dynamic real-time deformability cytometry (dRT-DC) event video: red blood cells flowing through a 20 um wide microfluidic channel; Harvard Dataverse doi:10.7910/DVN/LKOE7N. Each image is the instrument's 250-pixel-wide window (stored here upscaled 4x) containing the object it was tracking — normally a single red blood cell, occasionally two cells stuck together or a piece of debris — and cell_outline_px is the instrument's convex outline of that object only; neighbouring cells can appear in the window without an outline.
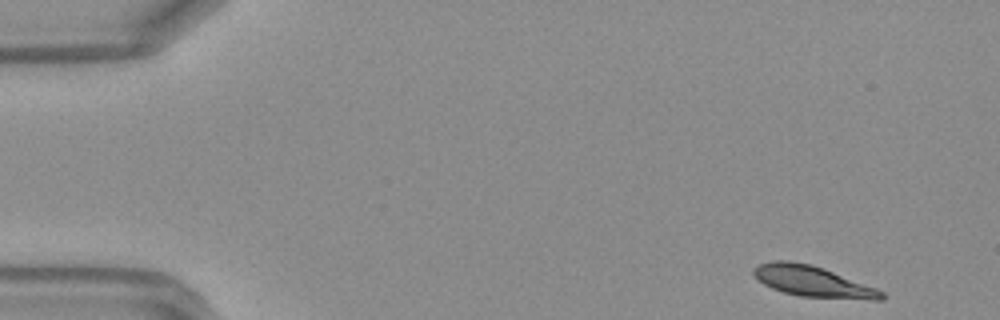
{"species": "Egyptian fruit bat (a non-hibernating species)", "species_latin": "Rousettus aegyptiacus", "temperature_condition": "warm", "stored_images_in_passage": 46, "camera_frame_rate_fps": 3000, "um_per_image_px": 0.085, "frame": {"image": 1, "passage_image": 1, "time_ms": 0.0, "image_size_px": [1000, 320], "cell_outline_px": [[884, 300], [872, 300], [800, 296], [784, 292], [772, 288], [764, 284], [752, 272], [752, 268], [760, 264], [772, 260], [788, 260], [812, 264], [824, 268], [876, 288], [884, 292]], "centroid_in_image_um": [69.09, 23.91], "position_along_channel_um": 15.9, "area_um2": 22.95}}
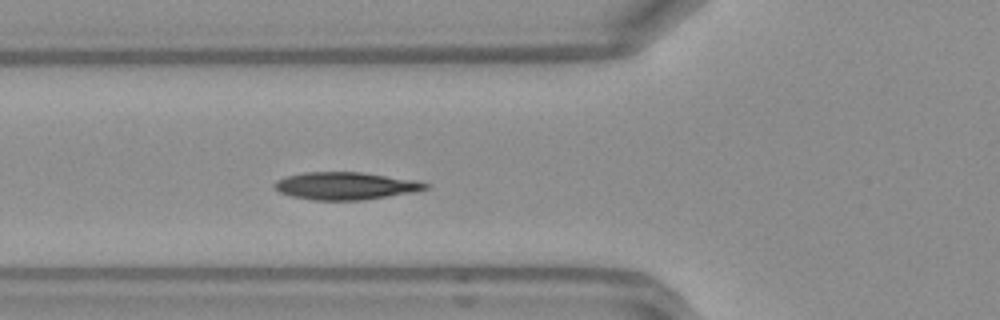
{"frame": {"image": 2, "passage_image": 15, "time_ms": 4.667, "image_size_px": [1000, 320], "cell_outline_px": [[432, 184], [428, 188], [416, 192], [364, 200], [312, 200], [292, 196], [280, 192], [272, 188], [272, 184], [276, 180], [288, 176], [304, 172], [360, 172], [420, 180]], "centroid_in_image_um": [29.42, 15.8], "position_along_channel_um": 96.4, "area_um2": 24.57}}
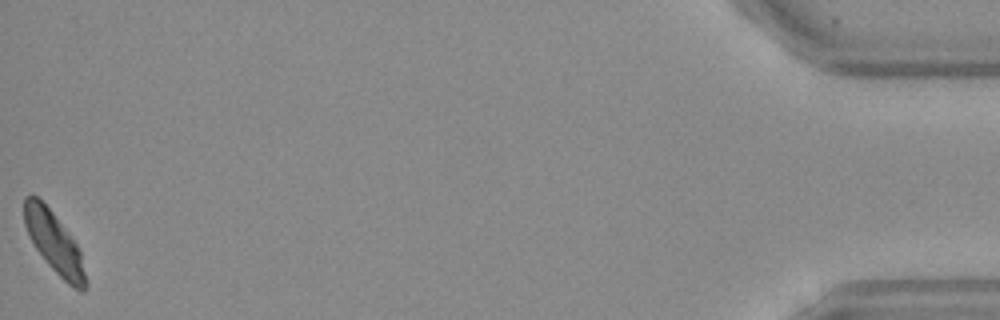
{"frame": {"image": 3, "passage_image": 46, "time_ms": 15.0, "image_size_px": [1000, 320], "cell_outline_px": [[84, 292], [80, 292], [68, 284], [48, 264], [36, 248], [24, 224], [24, 196], [36, 196], [52, 212], [76, 244], [80, 252], [84, 272]], "centroid_in_image_um": [4.57, 20.61], "position_along_channel_um": 430.6, "area_um2": 20.81}, "authors_computed_cell_mechanics": {"area_um2": 23.2934, "velocity_mm_per_s": 4.1594, "shape_relaxation_time_tau1_ms": 3.2347, "shape_relaxation_time_tau2_ms": 1.4527, "deformation_change_tau1": 0.1378, "deformation_change_tau2": 0.0461}}